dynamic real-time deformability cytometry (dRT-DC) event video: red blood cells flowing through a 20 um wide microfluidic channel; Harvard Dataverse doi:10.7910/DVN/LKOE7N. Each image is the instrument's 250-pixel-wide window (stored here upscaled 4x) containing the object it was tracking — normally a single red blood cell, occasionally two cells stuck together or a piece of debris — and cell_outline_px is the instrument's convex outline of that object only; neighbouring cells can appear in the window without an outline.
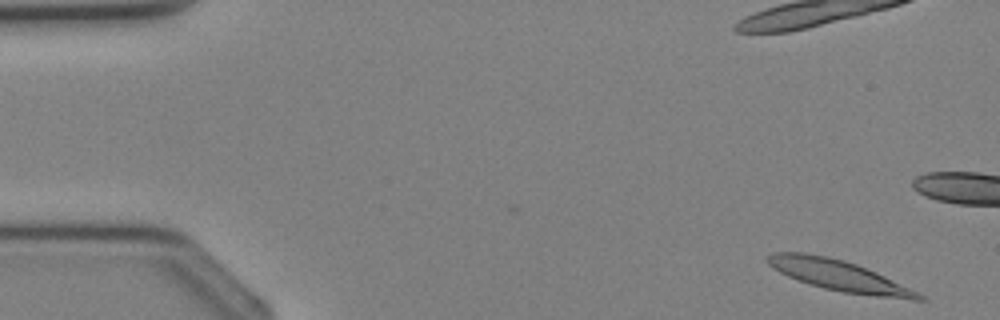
{"species": "Egyptian fruit bat (a non-hibernating species)", "species_latin": "Rousettus aegyptiacus", "temperature_condition": "cold", "stored_images_in_passage": 32, "camera_frame_rate_fps": 3000, "um_per_image_px": 0.085, "animal": {"sex": "female"}, "frame": {"image": 1, "passage_image": 1, "time_ms": 0.0, "image_size_px": [1000, 320], "cell_outline_px": [[928, 300], [912, 300], [872, 296], [844, 292], [824, 288], [788, 276], [772, 268], [764, 260], [764, 256], [772, 252], [804, 252], [828, 256], [844, 260], [856, 264], [876, 272], [924, 296]], "centroid_in_image_um": [71.25, 23.4], "position_along_channel_um": 13.8, "area_um2": 26.88}}